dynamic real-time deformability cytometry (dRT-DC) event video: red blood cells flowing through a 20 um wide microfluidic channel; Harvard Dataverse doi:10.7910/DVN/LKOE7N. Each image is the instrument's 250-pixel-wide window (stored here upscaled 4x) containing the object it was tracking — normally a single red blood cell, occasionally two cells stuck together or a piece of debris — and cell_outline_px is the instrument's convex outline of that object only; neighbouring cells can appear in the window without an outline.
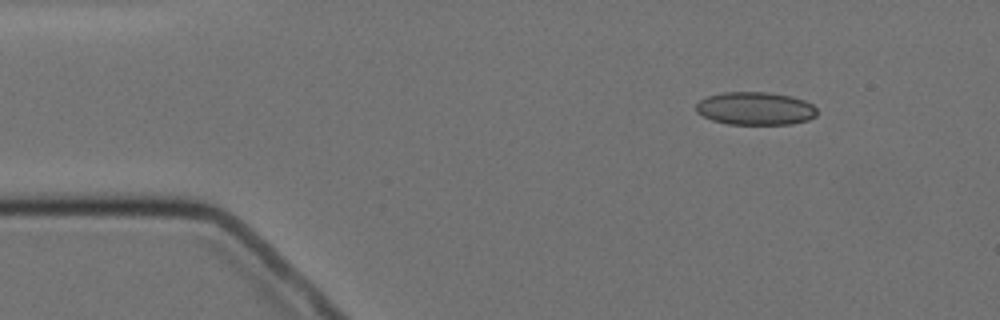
{"species": "Egyptian fruit bat (a non-hibernating species)", "species_latin": "Rousettus aegyptiacus", "temperature_condition": "cold", "stored_images_in_passage": 3, "camera_frame_rate_fps": 3000, "um_per_image_px": 0.085, "animal": {"sex": "female"}, "frame": {"image": 1, "passage_image": 1, "time_ms": 0.0, "image_size_px": [1000, 320], "cell_outline_px": [[816, 116], [808, 120], [792, 124], [728, 124], [712, 120], [696, 112], [696, 104], [700, 100], [708, 96], [724, 92], [768, 92], [792, 96], [804, 100], [812, 104], [816, 108]], "centroid_in_image_um": [64.21, 9.22], "position_along_channel_um": 20.8, "area_um2": 23.29}}